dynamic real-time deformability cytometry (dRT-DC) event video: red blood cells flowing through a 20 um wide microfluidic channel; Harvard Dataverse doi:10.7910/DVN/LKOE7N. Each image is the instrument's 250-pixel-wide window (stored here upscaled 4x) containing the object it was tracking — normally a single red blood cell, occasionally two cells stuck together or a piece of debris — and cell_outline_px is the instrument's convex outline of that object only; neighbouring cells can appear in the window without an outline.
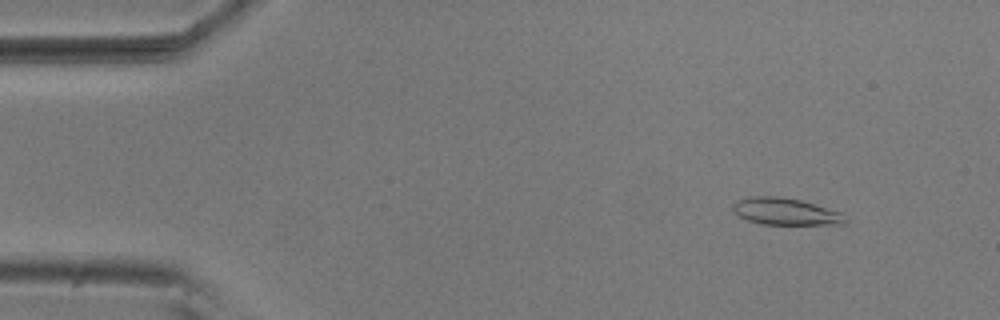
{"species": "common noctule bat (a hibernating species)", "species_latin": "Nyctalus noctula", "temperature_condition": "room temperature", "stored_images_in_passage": 3, "camera_frame_rate_fps": 3000, "um_per_image_px": 0.085, "animal": {"sex": "male", "body_mass_g": 20.5, "forearm_length_mm": 52.5}, "frame": {"image": 1, "passage_image": 1, "time_ms": 0.0, "image_size_px": [1000, 320], "cell_outline_px": [[844, 224], [764, 224], [748, 220], [740, 216], [732, 208], [732, 204], [736, 200], [752, 196], [780, 196], [800, 200], [840, 212], [844, 220]], "centroid_in_image_um": [66.7, 17.96], "position_along_channel_um": 18.3, "area_um2": 17.22}}